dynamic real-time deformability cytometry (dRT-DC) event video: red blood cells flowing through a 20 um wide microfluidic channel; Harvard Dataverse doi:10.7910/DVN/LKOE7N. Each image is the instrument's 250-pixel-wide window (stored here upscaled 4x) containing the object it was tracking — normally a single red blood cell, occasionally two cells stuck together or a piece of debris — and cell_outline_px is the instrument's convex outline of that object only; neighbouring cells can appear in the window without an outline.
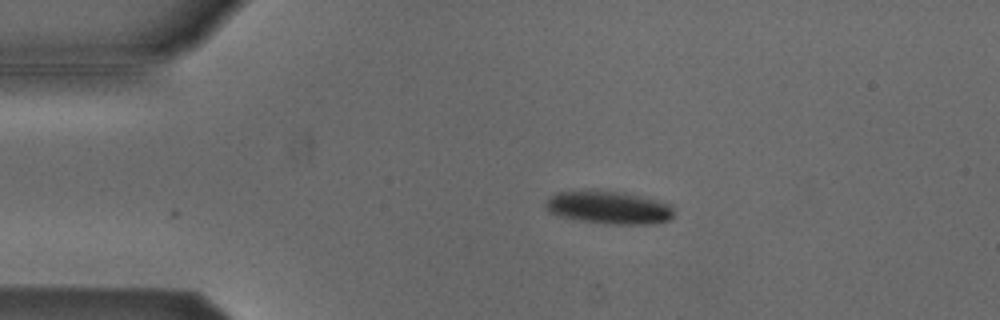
{"species": "Egyptian fruit bat (a non-hibernating species)", "species_latin": "Rousettus aegyptiacus", "temperature_condition": "cold", "stored_images_in_passage": 29, "camera_frame_rate_fps": 3000, "um_per_image_px": 0.085, "animal": {"sex": "male"}, "frame": {"image": 1, "passage_image": 1, "time_ms": 0.0, "image_size_px": [1000, 320], "cell_outline_px": [[672, 216], [668, 220], [648, 224], [608, 224], [576, 220], [560, 216], [548, 212], [544, 208], [544, 204], [548, 196], [556, 192], [624, 192], [672, 204]], "centroid_in_image_um": [51.7, 17.66], "position_along_channel_um": 33.3, "area_um2": 24.28}}
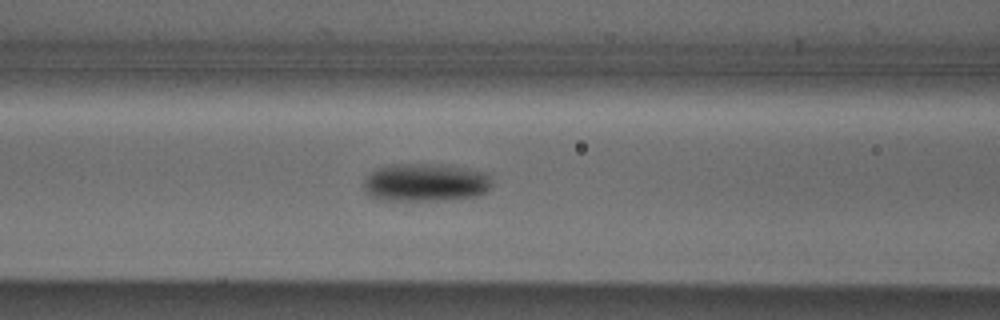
{"frame": {"image": 2, "passage_image": 12, "time_ms": 3.667, "image_size_px": [1000, 320], "cell_outline_px": [[492, 188], [488, 192], [480, 196], [444, 200], [380, 200], [364, 192], [364, 180], [376, 168], [392, 164], [440, 164], [468, 168], [488, 172], [492, 176]], "centroid_in_image_um": [36.25, 15.51], "position_along_channel_um": 130.3, "area_um2": 29.02}}
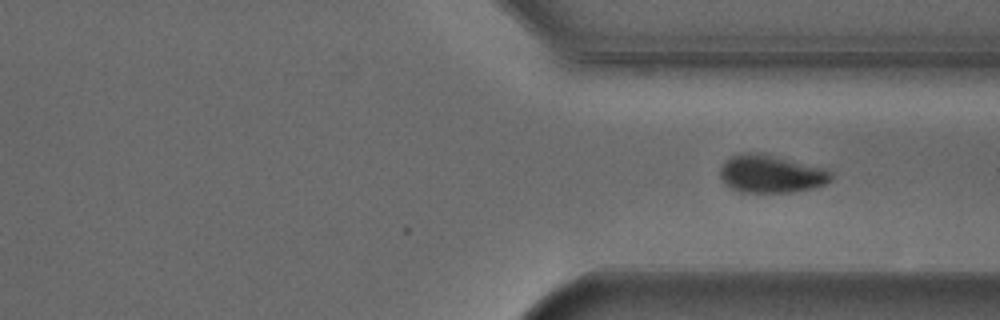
{"frame": {"image": 3, "passage_image": 29, "time_ms": 9.333, "image_size_px": [1000, 320], "cell_outline_px": [[832, 180], [824, 184], [812, 188], [792, 192], [740, 192], [724, 184], [720, 180], [720, 168], [732, 156], [740, 152], [752, 152], [772, 156], [824, 168], [832, 172]], "centroid_in_image_um": [65.51, 14.8], "position_along_channel_um": 345.9, "area_um2": 24.16}}